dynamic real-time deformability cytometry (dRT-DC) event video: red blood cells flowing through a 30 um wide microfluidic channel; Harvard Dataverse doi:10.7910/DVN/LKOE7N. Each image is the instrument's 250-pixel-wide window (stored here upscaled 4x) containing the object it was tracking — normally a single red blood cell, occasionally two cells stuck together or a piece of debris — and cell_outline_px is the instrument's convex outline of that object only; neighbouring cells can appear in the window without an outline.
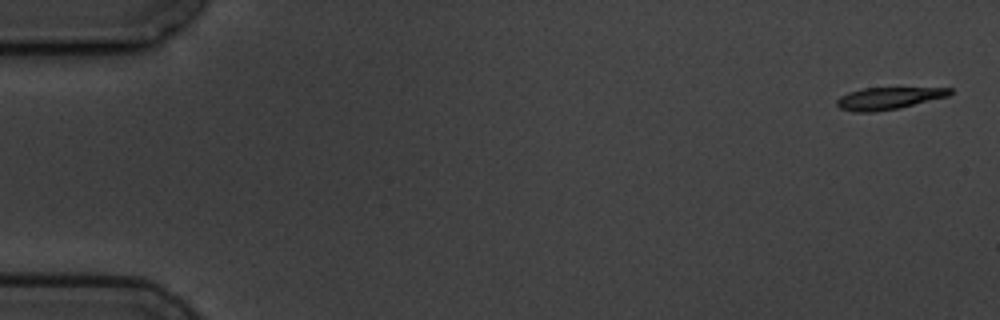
{"species": "common noctule bat (a hibernating species)", "species_latin": "Nyctalus noctula", "temperature_condition": "cold", "stored_images_in_passage": 3, "camera_frame_rate_fps": 3000, "um_per_image_px": 0.085, "animal": {"sex": "male", "body_mass_g": 19.5, "forearm_length_mm": 54.6}, "frame": {"image": 1, "passage_image": 1, "time_ms": 0.0, "image_size_px": [1000, 320], "cell_outline_px": [[952, 92], [948, 96], [900, 108], [872, 112], [856, 112], [840, 108], [836, 104], [836, 100], [840, 96], [848, 92], [864, 88], [952, 88]], "centroid_in_image_um": [75.49, 8.36], "position_along_channel_um": 9.5, "area_um2": 14.45}}
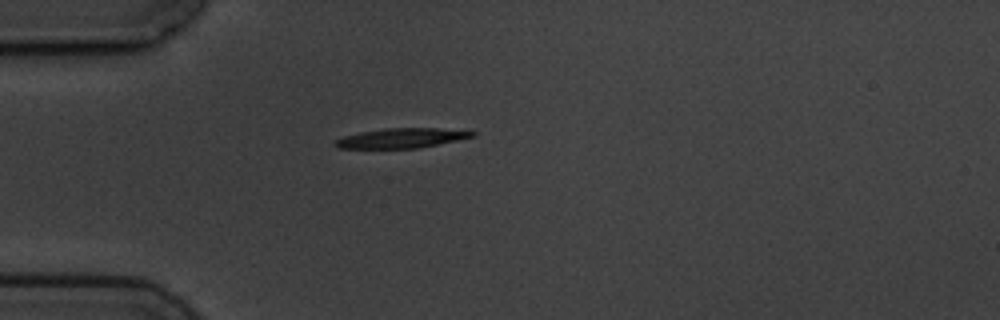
{"frame": {"image": 2, "passage_image": 3, "time_ms": 4.667, "image_size_px": [1000, 320], "cell_outline_px": [[476, 136], [416, 148], [336, 148], [332, 144], [336, 140], [344, 136], [360, 132], [384, 128], [436, 128], [476, 132]], "centroid_in_image_um": [34.06, 11.73], "position_along_channel_um": 50.9, "area_um2": 15.55}}